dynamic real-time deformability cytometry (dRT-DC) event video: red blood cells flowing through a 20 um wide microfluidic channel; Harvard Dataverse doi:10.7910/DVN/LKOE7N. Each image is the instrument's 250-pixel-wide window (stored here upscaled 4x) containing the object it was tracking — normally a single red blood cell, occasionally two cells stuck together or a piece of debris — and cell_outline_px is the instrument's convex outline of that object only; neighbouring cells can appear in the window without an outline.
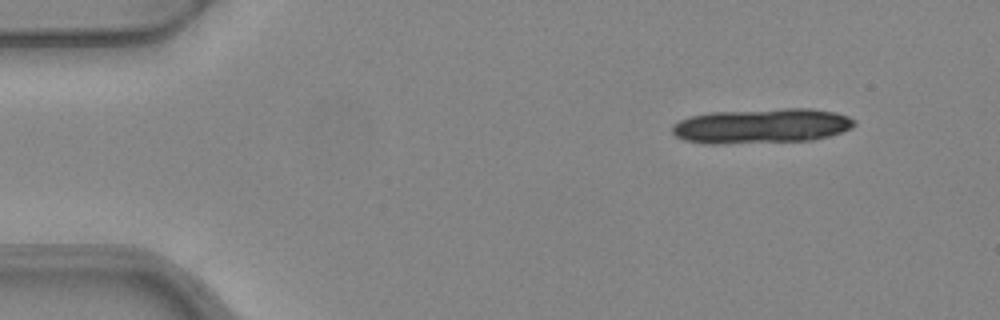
{"species": "common noctule bat (a hibernating species)", "species_latin": "Nyctalus noctula", "temperature_condition": "warm", "stored_images_in_passage": 5, "camera_frame_rate_fps": 3000, "um_per_image_px": 0.085, "animal": {"sex": "female", "body_mass_g": 24.6, "forearm_length_mm": 56.2}, "frame": {"image": 1, "passage_image": 1, "time_ms": 0.0, "image_size_px": [1000, 320], "cell_outline_px": [[856, 124], [852, 128], [828, 136], [812, 140], [716, 144], [704, 144], [684, 140], [676, 136], [672, 132], [672, 124], [680, 120], [692, 116], [712, 112], [784, 108], [812, 108], [836, 112], [848, 116], [856, 120]], "centroid_in_image_um": [64.75, 10.7], "position_along_channel_um": 20.3, "area_um2": 37.22}}
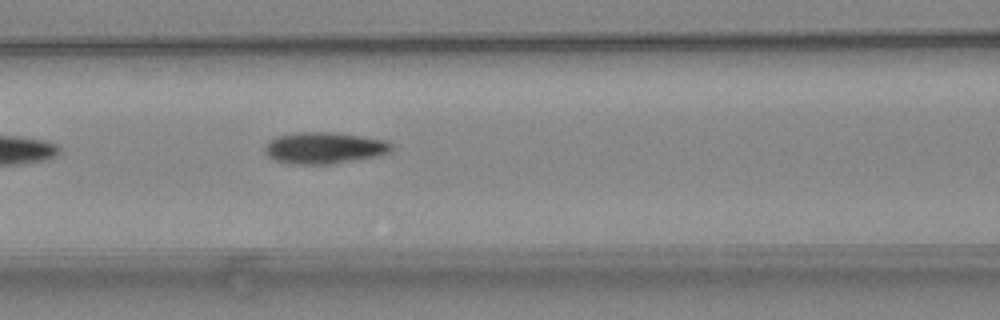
{"frame": {"image": 2, "passage_image": 5, "time_ms": 1.333, "image_size_px": [1000, 320], "cell_outline_px": [[392, 152], [380, 156], [332, 164], [292, 164], [276, 160], [268, 156], [264, 152], [264, 144], [268, 140], [276, 136], [300, 132], [332, 132], [388, 140], [392, 144]], "centroid_in_image_um": [27.58, 12.57], "position_along_channel_um": 139.0, "area_um2": 23.58}}